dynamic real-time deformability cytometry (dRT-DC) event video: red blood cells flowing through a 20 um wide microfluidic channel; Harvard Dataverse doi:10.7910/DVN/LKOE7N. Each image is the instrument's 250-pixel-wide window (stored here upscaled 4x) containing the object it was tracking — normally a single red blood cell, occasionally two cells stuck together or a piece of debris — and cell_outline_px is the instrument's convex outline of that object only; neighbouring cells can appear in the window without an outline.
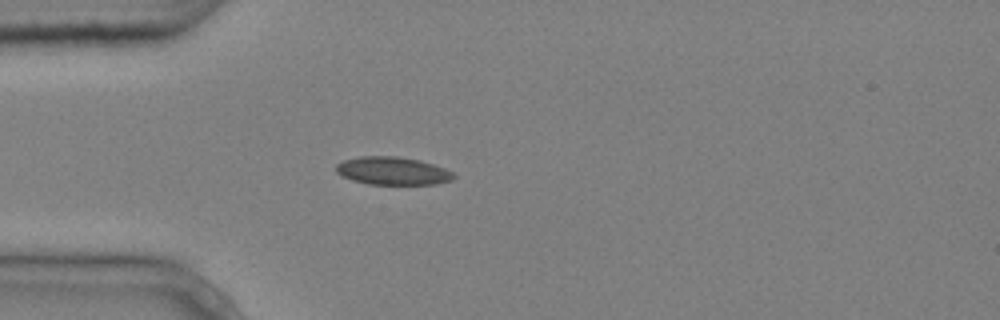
{"species": "common noctule bat (a hibernating species)", "species_latin": "Nyctalus noctula", "temperature_condition": "cold", "stored_images_in_passage": 4, "camera_frame_rate_fps": 3000, "um_per_image_px": 0.085, "animal": {"sex": "male", "body_mass_g": 20.4}, "frame": {"image": 1, "passage_image": 4, "time_ms": 1.0, "image_size_px": [1000, 320], "cell_outline_px": [[456, 176], [452, 180], [436, 184], [368, 184], [352, 180], [336, 172], [336, 164], [344, 160], [360, 156], [396, 156], [420, 160], [444, 168], [452, 172]], "centroid_in_image_um": [33.38, 14.52], "position_along_channel_um": 51.6, "area_um2": 19.07}}